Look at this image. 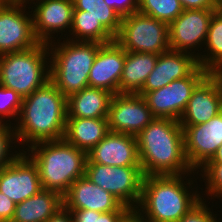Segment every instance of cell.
<instances>
[{"label":"cell","instance_id":"obj_1","mask_svg":"<svg viewBox=\"0 0 222 222\" xmlns=\"http://www.w3.org/2000/svg\"><path fill=\"white\" fill-rule=\"evenodd\" d=\"M136 139L144 176L195 173L185 155L184 131L179 121L155 118Z\"/></svg>","mask_w":222,"mask_h":222},{"label":"cell","instance_id":"obj_12","mask_svg":"<svg viewBox=\"0 0 222 222\" xmlns=\"http://www.w3.org/2000/svg\"><path fill=\"white\" fill-rule=\"evenodd\" d=\"M181 126L187 161L193 170L202 169L222 144V112L204 124Z\"/></svg>","mask_w":222,"mask_h":222},{"label":"cell","instance_id":"obj_13","mask_svg":"<svg viewBox=\"0 0 222 222\" xmlns=\"http://www.w3.org/2000/svg\"><path fill=\"white\" fill-rule=\"evenodd\" d=\"M222 112V74L209 73L193 90L180 125H200Z\"/></svg>","mask_w":222,"mask_h":222},{"label":"cell","instance_id":"obj_10","mask_svg":"<svg viewBox=\"0 0 222 222\" xmlns=\"http://www.w3.org/2000/svg\"><path fill=\"white\" fill-rule=\"evenodd\" d=\"M156 117L138 93L113 95L108 111L109 131L137 136Z\"/></svg>","mask_w":222,"mask_h":222},{"label":"cell","instance_id":"obj_36","mask_svg":"<svg viewBox=\"0 0 222 222\" xmlns=\"http://www.w3.org/2000/svg\"><path fill=\"white\" fill-rule=\"evenodd\" d=\"M125 213L126 211H95V222H122Z\"/></svg>","mask_w":222,"mask_h":222},{"label":"cell","instance_id":"obj_33","mask_svg":"<svg viewBox=\"0 0 222 222\" xmlns=\"http://www.w3.org/2000/svg\"><path fill=\"white\" fill-rule=\"evenodd\" d=\"M121 17L138 12V0H104Z\"/></svg>","mask_w":222,"mask_h":222},{"label":"cell","instance_id":"obj_29","mask_svg":"<svg viewBox=\"0 0 222 222\" xmlns=\"http://www.w3.org/2000/svg\"><path fill=\"white\" fill-rule=\"evenodd\" d=\"M22 101L23 97L14 90L0 85V123H4L5 118L12 119L17 115L18 119Z\"/></svg>","mask_w":222,"mask_h":222},{"label":"cell","instance_id":"obj_18","mask_svg":"<svg viewBox=\"0 0 222 222\" xmlns=\"http://www.w3.org/2000/svg\"><path fill=\"white\" fill-rule=\"evenodd\" d=\"M199 55L201 54L193 55L174 50L159 54L154 69L138 94L144 96L147 92L158 90L173 80L189 76L199 66Z\"/></svg>","mask_w":222,"mask_h":222},{"label":"cell","instance_id":"obj_35","mask_svg":"<svg viewBox=\"0 0 222 222\" xmlns=\"http://www.w3.org/2000/svg\"><path fill=\"white\" fill-rule=\"evenodd\" d=\"M16 203L0 192V222H11Z\"/></svg>","mask_w":222,"mask_h":222},{"label":"cell","instance_id":"obj_41","mask_svg":"<svg viewBox=\"0 0 222 222\" xmlns=\"http://www.w3.org/2000/svg\"><path fill=\"white\" fill-rule=\"evenodd\" d=\"M29 1H33V0H0V3H4V4H22V5H25V4L28 3Z\"/></svg>","mask_w":222,"mask_h":222},{"label":"cell","instance_id":"obj_40","mask_svg":"<svg viewBox=\"0 0 222 222\" xmlns=\"http://www.w3.org/2000/svg\"><path fill=\"white\" fill-rule=\"evenodd\" d=\"M208 162H222V144L218 147L217 151Z\"/></svg>","mask_w":222,"mask_h":222},{"label":"cell","instance_id":"obj_21","mask_svg":"<svg viewBox=\"0 0 222 222\" xmlns=\"http://www.w3.org/2000/svg\"><path fill=\"white\" fill-rule=\"evenodd\" d=\"M114 94L95 87H85L67 97V117L107 118Z\"/></svg>","mask_w":222,"mask_h":222},{"label":"cell","instance_id":"obj_34","mask_svg":"<svg viewBox=\"0 0 222 222\" xmlns=\"http://www.w3.org/2000/svg\"><path fill=\"white\" fill-rule=\"evenodd\" d=\"M183 9H206V10H218L220 6V0H179Z\"/></svg>","mask_w":222,"mask_h":222},{"label":"cell","instance_id":"obj_39","mask_svg":"<svg viewBox=\"0 0 222 222\" xmlns=\"http://www.w3.org/2000/svg\"><path fill=\"white\" fill-rule=\"evenodd\" d=\"M46 222H74L71 213L64 206L53 214Z\"/></svg>","mask_w":222,"mask_h":222},{"label":"cell","instance_id":"obj_30","mask_svg":"<svg viewBox=\"0 0 222 222\" xmlns=\"http://www.w3.org/2000/svg\"><path fill=\"white\" fill-rule=\"evenodd\" d=\"M7 121L8 120H6V123H0V169L7 165H10L22 153L19 150V153L17 154H14V152L12 154H9V149L10 147H12L11 144L16 143L17 138L16 133L14 132V127L11 126V122L9 124V122L7 123Z\"/></svg>","mask_w":222,"mask_h":222},{"label":"cell","instance_id":"obj_5","mask_svg":"<svg viewBox=\"0 0 222 222\" xmlns=\"http://www.w3.org/2000/svg\"><path fill=\"white\" fill-rule=\"evenodd\" d=\"M102 45L73 40L63 41L57 46L48 44L51 50L49 80L66 98L89 86L90 69Z\"/></svg>","mask_w":222,"mask_h":222},{"label":"cell","instance_id":"obj_26","mask_svg":"<svg viewBox=\"0 0 222 222\" xmlns=\"http://www.w3.org/2000/svg\"><path fill=\"white\" fill-rule=\"evenodd\" d=\"M70 34L73 38L67 40L97 42L107 44L115 41V37L92 15L84 11H73V22ZM72 32V33H71Z\"/></svg>","mask_w":222,"mask_h":222},{"label":"cell","instance_id":"obj_37","mask_svg":"<svg viewBox=\"0 0 222 222\" xmlns=\"http://www.w3.org/2000/svg\"><path fill=\"white\" fill-rule=\"evenodd\" d=\"M74 222H95V211L90 209H68Z\"/></svg>","mask_w":222,"mask_h":222},{"label":"cell","instance_id":"obj_2","mask_svg":"<svg viewBox=\"0 0 222 222\" xmlns=\"http://www.w3.org/2000/svg\"><path fill=\"white\" fill-rule=\"evenodd\" d=\"M66 107L67 98L50 80L24 97L18 124L14 126L17 142L32 145L41 141L63 139Z\"/></svg>","mask_w":222,"mask_h":222},{"label":"cell","instance_id":"obj_6","mask_svg":"<svg viewBox=\"0 0 222 222\" xmlns=\"http://www.w3.org/2000/svg\"><path fill=\"white\" fill-rule=\"evenodd\" d=\"M49 56L48 44L45 43L1 54L0 85L14 90L23 98L30 95L49 80Z\"/></svg>","mask_w":222,"mask_h":222},{"label":"cell","instance_id":"obj_32","mask_svg":"<svg viewBox=\"0 0 222 222\" xmlns=\"http://www.w3.org/2000/svg\"><path fill=\"white\" fill-rule=\"evenodd\" d=\"M207 206V207H206ZM201 199L192 209L185 214L178 222H218L216 215L210 211Z\"/></svg>","mask_w":222,"mask_h":222},{"label":"cell","instance_id":"obj_24","mask_svg":"<svg viewBox=\"0 0 222 222\" xmlns=\"http://www.w3.org/2000/svg\"><path fill=\"white\" fill-rule=\"evenodd\" d=\"M158 55L153 53L128 52L119 83V93H138L154 69Z\"/></svg>","mask_w":222,"mask_h":222},{"label":"cell","instance_id":"obj_20","mask_svg":"<svg viewBox=\"0 0 222 222\" xmlns=\"http://www.w3.org/2000/svg\"><path fill=\"white\" fill-rule=\"evenodd\" d=\"M66 209H90L98 212L127 211L110 192L92 183L86 176L76 179L63 196Z\"/></svg>","mask_w":222,"mask_h":222},{"label":"cell","instance_id":"obj_38","mask_svg":"<svg viewBox=\"0 0 222 222\" xmlns=\"http://www.w3.org/2000/svg\"><path fill=\"white\" fill-rule=\"evenodd\" d=\"M122 222H153L142 214L137 208H129L123 216Z\"/></svg>","mask_w":222,"mask_h":222},{"label":"cell","instance_id":"obj_3","mask_svg":"<svg viewBox=\"0 0 222 222\" xmlns=\"http://www.w3.org/2000/svg\"><path fill=\"white\" fill-rule=\"evenodd\" d=\"M27 146L29 152L24 153L37 166L43 190L57 192L63 197L76 179L85 176L87 152L64 139Z\"/></svg>","mask_w":222,"mask_h":222},{"label":"cell","instance_id":"obj_8","mask_svg":"<svg viewBox=\"0 0 222 222\" xmlns=\"http://www.w3.org/2000/svg\"><path fill=\"white\" fill-rule=\"evenodd\" d=\"M85 176L95 185L110 192L124 206L137 208L144 178L141 166L119 167L86 163Z\"/></svg>","mask_w":222,"mask_h":222},{"label":"cell","instance_id":"obj_31","mask_svg":"<svg viewBox=\"0 0 222 222\" xmlns=\"http://www.w3.org/2000/svg\"><path fill=\"white\" fill-rule=\"evenodd\" d=\"M201 170L206 179L205 192L209 196L222 197V162H207Z\"/></svg>","mask_w":222,"mask_h":222},{"label":"cell","instance_id":"obj_17","mask_svg":"<svg viewBox=\"0 0 222 222\" xmlns=\"http://www.w3.org/2000/svg\"><path fill=\"white\" fill-rule=\"evenodd\" d=\"M87 163L108 166H140L135 136L109 131L89 152Z\"/></svg>","mask_w":222,"mask_h":222},{"label":"cell","instance_id":"obj_15","mask_svg":"<svg viewBox=\"0 0 222 222\" xmlns=\"http://www.w3.org/2000/svg\"><path fill=\"white\" fill-rule=\"evenodd\" d=\"M215 10L186 9L169 25L170 50L189 52L206 41L210 21Z\"/></svg>","mask_w":222,"mask_h":222},{"label":"cell","instance_id":"obj_16","mask_svg":"<svg viewBox=\"0 0 222 222\" xmlns=\"http://www.w3.org/2000/svg\"><path fill=\"white\" fill-rule=\"evenodd\" d=\"M36 3L33 2L36 7L32 19L34 33L40 43H54L51 36L55 32L58 34L66 29L71 30L74 11L72 0H36Z\"/></svg>","mask_w":222,"mask_h":222},{"label":"cell","instance_id":"obj_27","mask_svg":"<svg viewBox=\"0 0 222 222\" xmlns=\"http://www.w3.org/2000/svg\"><path fill=\"white\" fill-rule=\"evenodd\" d=\"M74 11L95 17L114 37L119 33L122 17L104 0H72Z\"/></svg>","mask_w":222,"mask_h":222},{"label":"cell","instance_id":"obj_19","mask_svg":"<svg viewBox=\"0 0 222 222\" xmlns=\"http://www.w3.org/2000/svg\"><path fill=\"white\" fill-rule=\"evenodd\" d=\"M125 57L126 51L116 41L103 44L90 69L89 86L105 89L114 95L119 93Z\"/></svg>","mask_w":222,"mask_h":222},{"label":"cell","instance_id":"obj_28","mask_svg":"<svg viewBox=\"0 0 222 222\" xmlns=\"http://www.w3.org/2000/svg\"><path fill=\"white\" fill-rule=\"evenodd\" d=\"M184 11L179 0H138V12L170 25Z\"/></svg>","mask_w":222,"mask_h":222},{"label":"cell","instance_id":"obj_14","mask_svg":"<svg viewBox=\"0 0 222 222\" xmlns=\"http://www.w3.org/2000/svg\"><path fill=\"white\" fill-rule=\"evenodd\" d=\"M0 169V192L16 204L42 190L37 166L25 153Z\"/></svg>","mask_w":222,"mask_h":222},{"label":"cell","instance_id":"obj_9","mask_svg":"<svg viewBox=\"0 0 222 222\" xmlns=\"http://www.w3.org/2000/svg\"><path fill=\"white\" fill-rule=\"evenodd\" d=\"M209 74L198 66L189 76L173 80L166 86L147 92L143 97L156 118L179 121L196 86Z\"/></svg>","mask_w":222,"mask_h":222},{"label":"cell","instance_id":"obj_7","mask_svg":"<svg viewBox=\"0 0 222 222\" xmlns=\"http://www.w3.org/2000/svg\"><path fill=\"white\" fill-rule=\"evenodd\" d=\"M115 41L128 52L159 55L170 50L169 25L139 12L132 13L122 17Z\"/></svg>","mask_w":222,"mask_h":222},{"label":"cell","instance_id":"obj_22","mask_svg":"<svg viewBox=\"0 0 222 222\" xmlns=\"http://www.w3.org/2000/svg\"><path fill=\"white\" fill-rule=\"evenodd\" d=\"M109 132L107 118L66 117L64 140L89 152Z\"/></svg>","mask_w":222,"mask_h":222},{"label":"cell","instance_id":"obj_23","mask_svg":"<svg viewBox=\"0 0 222 222\" xmlns=\"http://www.w3.org/2000/svg\"><path fill=\"white\" fill-rule=\"evenodd\" d=\"M62 207L63 197L59 193L42 189L16 204L11 222H46Z\"/></svg>","mask_w":222,"mask_h":222},{"label":"cell","instance_id":"obj_25","mask_svg":"<svg viewBox=\"0 0 222 222\" xmlns=\"http://www.w3.org/2000/svg\"><path fill=\"white\" fill-rule=\"evenodd\" d=\"M208 52L198 56V65L209 73L222 72V8L213 12L205 41ZM210 51V52H209ZM209 53V54H208ZM206 54V55H205Z\"/></svg>","mask_w":222,"mask_h":222},{"label":"cell","instance_id":"obj_11","mask_svg":"<svg viewBox=\"0 0 222 222\" xmlns=\"http://www.w3.org/2000/svg\"><path fill=\"white\" fill-rule=\"evenodd\" d=\"M25 7L0 3V55L27 50L40 43L34 33L32 14H27Z\"/></svg>","mask_w":222,"mask_h":222},{"label":"cell","instance_id":"obj_4","mask_svg":"<svg viewBox=\"0 0 222 222\" xmlns=\"http://www.w3.org/2000/svg\"><path fill=\"white\" fill-rule=\"evenodd\" d=\"M184 176H144L137 209L153 222H178L202 199L188 190L193 181L184 182Z\"/></svg>","mask_w":222,"mask_h":222}]
</instances>
